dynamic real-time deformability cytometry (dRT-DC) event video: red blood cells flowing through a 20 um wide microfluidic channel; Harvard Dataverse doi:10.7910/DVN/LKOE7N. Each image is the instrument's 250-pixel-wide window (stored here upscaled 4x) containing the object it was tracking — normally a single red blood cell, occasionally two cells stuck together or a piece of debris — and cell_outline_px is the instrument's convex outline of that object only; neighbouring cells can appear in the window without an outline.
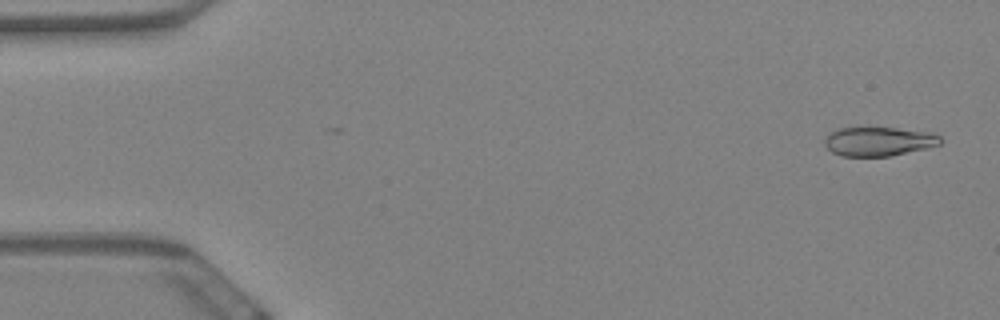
{"species": "Egyptian fruit bat (a non-hibernating species)", "species_latin": "Rousettus aegyptiacus", "temperature_condition": "warm", "stored_images_in_passage": 60, "camera_frame_rate_fps": 3000, "um_per_image_px": 0.085, "animal": {"sex": "female"}, "frame": {"image": 1, "passage_image": 3, "time_ms": 0.667, "image_size_px": [1000, 320], "cell_outline_px": [[940, 144], [892, 156], [840, 156], [832, 152], [824, 144], [824, 136], [836, 128], [896, 128], [928, 132], [940, 136]], "centroid_in_image_um": [74.61, 12.02], "position_along_channel_um": 10.4, "area_um2": 19.48}}
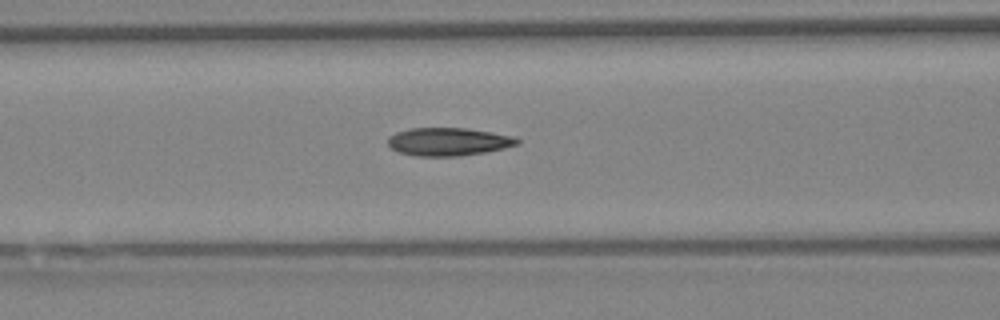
{"frame": {"image": 2, "passage_image": 25, "time_ms": 8.0, "image_size_px": [1000, 320], "cell_outline_px": [[520, 144], [504, 148], [484, 152], [460, 156], [416, 156], [400, 152], [392, 148], [388, 144], [388, 136], [396, 132], [412, 128], [468, 128], [516, 136], [520, 140]], "centroid_in_image_um": [38.15, 12.04], "position_along_channel_um": 128.4, "area_um2": 21.21}}
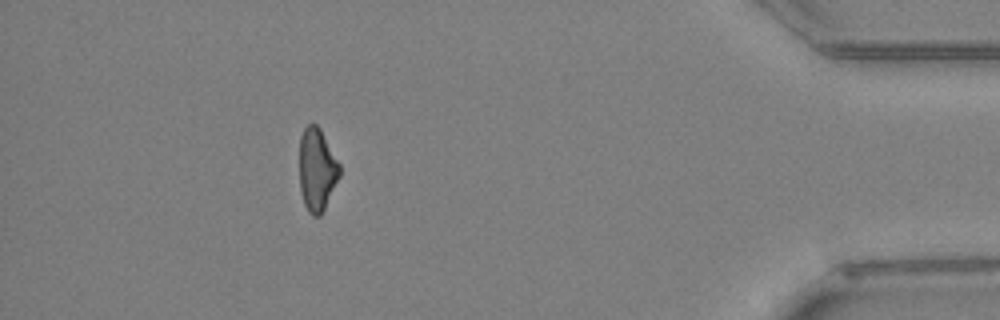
{"frame": {"image": 3, "passage_image": 54, "time_ms": 17.667, "image_size_px": [1000, 320], "cell_outline_px": [[340, 176], [320, 216], [312, 216], [308, 212], [304, 204], [300, 192], [300, 136], [304, 128], [308, 124], [316, 124], [320, 128], [340, 164]], "centroid_in_image_um": [26.93, 14.42], "position_along_channel_um": 408.3, "area_um2": 19.36}, "authors_computed_cell_mechanics": {"area_um2": 20.6924, "velocity_mm_per_s": 3.4563, "shape_relaxation_time_tau1_ms": 8.9314, "shape_relaxation_time_tau2_ms": 3.6604, "deformation_change_tau1": 0.2416, "deformation_change_tau2": 0.1254}}